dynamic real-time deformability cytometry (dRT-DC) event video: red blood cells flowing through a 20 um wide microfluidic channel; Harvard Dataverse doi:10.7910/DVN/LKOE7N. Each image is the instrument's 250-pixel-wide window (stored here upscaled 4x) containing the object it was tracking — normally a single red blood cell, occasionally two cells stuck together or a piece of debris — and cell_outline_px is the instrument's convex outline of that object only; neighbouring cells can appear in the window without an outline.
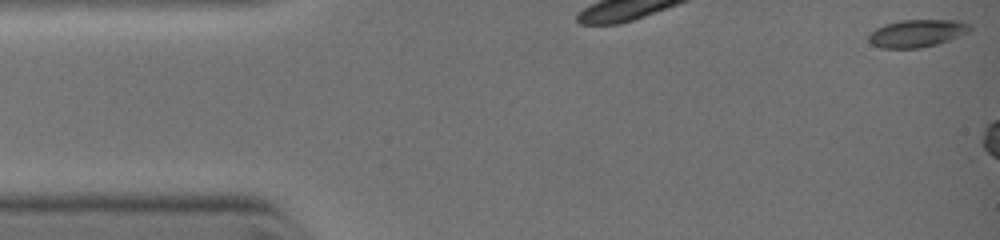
{"species": "common noctule bat (a hibernating species)", "species_latin": "Nyctalus noctula", "temperature_condition": "warm", "stored_images_in_passage": 4, "camera_frame_rate_fps": 3000, "um_per_image_px": 0.085, "animal": {"sex": "female", "body_mass_g": 19.0, "forearm_length_mm": 51.5}, "frame": {"image": 1, "passage_image": 1, "time_ms": 0.0, "image_size_px": [1000, 240], "cell_outline_px": [[972, 28], [968, 32], [948, 40], [936, 44], [920, 48], [884, 48], [872, 44], [868, 40], [868, 36], [876, 28], [888, 24], [904, 20], [956, 20], [968, 24]], "centroid_in_image_um": [77.94, 2.83], "position_along_channel_um": 7.1, "area_um2": 15.9}}